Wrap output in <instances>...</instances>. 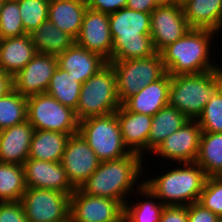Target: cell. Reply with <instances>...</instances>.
Listing matches in <instances>:
<instances>
[{
	"label": "cell",
	"mask_w": 222,
	"mask_h": 222,
	"mask_svg": "<svg viewBox=\"0 0 222 222\" xmlns=\"http://www.w3.org/2000/svg\"><path fill=\"white\" fill-rule=\"evenodd\" d=\"M198 202L222 218V176L207 177Z\"/></svg>",
	"instance_id": "d590c367"
},
{
	"label": "cell",
	"mask_w": 222,
	"mask_h": 222,
	"mask_svg": "<svg viewBox=\"0 0 222 222\" xmlns=\"http://www.w3.org/2000/svg\"><path fill=\"white\" fill-rule=\"evenodd\" d=\"M151 14L124 7L109 14L111 60L147 58L156 53L150 36Z\"/></svg>",
	"instance_id": "3957f363"
},
{
	"label": "cell",
	"mask_w": 222,
	"mask_h": 222,
	"mask_svg": "<svg viewBox=\"0 0 222 222\" xmlns=\"http://www.w3.org/2000/svg\"><path fill=\"white\" fill-rule=\"evenodd\" d=\"M0 222H29L21 201L0 202Z\"/></svg>",
	"instance_id": "8d00e7d4"
},
{
	"label": "cell",
	"mask_w": 222,
	"mask_h": 222,
	"mask_svg": "<svg viewBox=\"0 0 222 222\" xmlns=\"http://www.w3.org/2000/svg\"><path fill=\"white\" fill-rule=\"evenodd\" d=\"M109 63L116 74L117 95L121 104L166 74L161 54L157 52L147 58L110 60Z\"/></svg>",
	"instance_id": "ba28073f"
},
{
	"label": "cell",
	"mask_w": 222,
	"mask_h": 222,
	"mask_svg": "<svg viewBox=\"0 0 222 222\" xmlns=\"http://www.w3.org/2000/svg\"><path fill=\"white\" fill-rule=\"evenodd\" d=\"M170 75L146 85L136 94L131 95L122 104L131 112L153 116L168 105Z\"/></svg>",
	"instance_id": "44dd1931"
},
{
	"label": "cell",
	"mask_w": 222,
	"mask_h": 222,
	"mask_svg": "<svg viewBox=\"0 0 222 222\" xmlns=\"http://www.w3.org/2000/svg\"><path fill=\"white\" fill-rule=\"evenodd\" d=\"M26 34L18 1L4 0L0 10V36L2 39Z\"/></svg>",
	"instance_id": "836d02e7"
},
{
	"label": "cell",
	"mask_w": 222,
	"mask_h": 222,
	"mask_svg": "<svg viewBox=\"0 0 222 222\" xmlns=\"http://www.w3.org/2000/svg\"><path fill=\"white\" fill-rule=\"evenodd\" d=\"M168 167L164 173L156 172L159 175L144 179V186L164 206H188L198 202L208 177L205 171L196 162L176 163L175 167Z\"/></svg>",
	"instance_id": "277c9868"
},
{
	"label": "cell",
	"mask_w": 222,
	"mask_h": 222,
	"mask_svg": "<svg viewBox=\"0 0 222 222\" xmlns=\"http://www.w3.org/2000/svg\"><path fill=\"white\" fill-rule=\"evenodd\" d=\"M89 9L111 14L126 7L127 0H86Z\"/></svg>",
	"instance_id": "f35d334b"
},
{
	"label": "cell",
	"mask_w": 222,
	"mask_h": 222,
	"mask_svg": "<svg viewBox=\"0 0 222 222\" xmlns=\"http://www.w3.org/2000/svg\"><path fill=\"white\" fill-rule=\"evenodd\" d=\"M133 194V198L137 197L138 202L134 203L130 198L127 200L124 205V222H159L164 208L160 200L144 185ZM138 197H143L144 200Z\"/></svg>",
	"instance_id": "83f0119b"
},
{
	"label": "cell",
	"mask_w": 222,
	"mask_h": 222,
	"mask_svg": "<svg viewBox=\"0 0 222 222\" xmlns=\"http://www.w3.org/2000/svg\"><path fill=\"white\" fill-rule=\"evenodd\" d=\"M70 135L48 130H34L28 158L61 162Z\"/></svg>",
	"instance_id": "d4e9b609"
},
{
	"label": "cell",
	"mask_w": 222,
	"mask_h": 222,
	"mask_svg": "<svg viewBox=\"0 0 222 222\" xmlns=\"http://www.w3.org/2000/svg\"><path fill=\"white\" fill-rule=\"evenodd\" d=\"M144 159L131 152L119 159L101 161L79 189L88 195L111 198L125 205L127 199L144 185L141 181L147 173Z\"/></svg>",
	"instance_id": "6da1fadb"
},
{
	"label": "cell",
	"mask_w": 222,
	"mask_h": 222,
	"mask_svg": "<svg viewBox=\"0 0 222 222\" xmlns=\"http://www.w3.org/2000/svg\"><path fill=\"white\" fill-rule=\"evenodd\" d=\"M196 121L200 124L202 132L222 133V86L206 103Z\"/></svg>",
	"instance_id": "e575fe53"
},
{
	"label": "cell",
	"mask_w": 222,
	"mask_h": 222,
	"mask_svg": "<svg viewBox=\"0 0 222 222\" xmlns=\"http://www.w3.org/2000/svg\"><path fill=\"white\" fill-rule=\"evenodd\" d=\"M20 201L29 222H63L70 217V195L56 190L26 188Z\"/></svg>",
	"instance_id": "30bf717a"
},
{
	"label": "cell",
	"mask_w": 222,
	"mask_h": 222,
	"mask_svg": "<svg viewBox=\"0 0 222 222\" xmlns=\"http://www.w3.org/2000/svg\"><path fill=\"white\" fill-rule=\"evenodd\" d=\"M34 130L27 120L0 130V163L23 165L28 159Z\"/></svg>",
	"instance_id": "d6986e66"
},
{
	"label": "cell",
	"mask_w": 222,
	"mask_h": 222,
	"mask_svg": "<svg viewBox=\"0 0 222 222\" xmlns=\"http://www.w3.org/2000/svg\"><path fill=\"white\" fill-rule=\"evenodd\" d=\"M27 121L35 130H48L69 135L79 131V120L75 111L47 93L27 98Z\"/></svg>",
	"instance_id": "9c48e42d"
},
{
	"label": "cell",
	"mask_w": 222,
	"mask_h": 222,
	"mask_svg": "<svg viewBox=\"0 0 222 222\" xmlns=\"http://www.w3.org/2000/svg\"><path fill=\"white\" fill-rule=\"evenodd\" d=\"M121 135L127 149L144 157L152 125V116L129 111L123 104L116 111ZM145 151V152H144Z\"/></svg>",
	"instance_id": "ac0fdd59"
},
{
	"label": "cell",
	"mask_w": 222,
	"mask_h": 222,
	"mask_svg": "<svg viewBox=\"0 0 222 222\" xmlns=\"http://www.w3.org/2000/svg\"><path fill=\"white\" fill-rule=\"evenodd\" d=\"M158 4L154 0H127L126 7L134 11L151 13Z\"/></svg>",
	"instance_id": "60d3db41"
},
{
	"label": "cell",
	"mask_w": 222,
	"mask_h": 222,
	"mask_svg": "<svg viewBox=\"0 0 222 222\" xmlns=\"http://www.w3.org/2000/svg\"><path fill=\"white\" fill-rule=\"evenodd\" d=\"M13 90V76L0 69V97Z\"/></svg>",
	"instance_id": "b9f144b4"
},
{
	"label": "cell",
	"mask_w": 222,
	"mask_h": 222,
	"mask_svg": "<svg viewBox=\"0 0 222 222\" xmlns=\"http://www.w3.org/2000/svg\"><path fill=\"white\" fill-rule=\"evenodd\" d=\"M191 0H172V4L178 5L179 7H183Z\"/></svg>",
	"instance_id": "7bdbcfd3"
},
{
	"label": "cell",
	"mask_w": 222,
	"mask_h": 222,
	"mask_svg": "<svg viewBox=\"0 0 222 222\" xmlns=\"http://www.w3.org/2000/svg\"><path fill=\"white\" fill-rule=\"evenodd\" d=\"M189 119L175 107L166 106L152 116V125L147 141V154H152L162 141L180 129Z\"/></svg>",
	"instance_id": "484cf974"
},
{
	"label": "cell",
	"mask_w": 222,
	"mask_h": 222,
	"mask_svg": "<svg viewBox=\"0 0 222 222\" xmlns=\"http://www.w3.org/2000/svg\"><path fill=\"white\" fill-rule=\"evenodd\" d=\"M78 132L100 161L119 159L131 153L123 142L116 112L80 121Z\"/></svg>",
	"instance_id": "52a82bcc"
},
{
	"label": "cell",
	"mask_w": 222,
	"mask_h": 222,
	"mask_svg": "<svg viewBox=\"0 0 222 222\" xmlns=\"http://www.w3.org/2000/svg\"><path fill=\"white\" fill-rule=\"evenodd\" d=\"M217 34L209 29L191 28L182 38L164 48L160 54L166 73L175 76L201 74L219 69L221 62L215 63L218 58L212 57L216 50L212 49L216 48L213 42L217 40L213 37Z\"/></svg>",
	"instance_id": "7a4b0ae2"
},
{
	"label": "cell",
	"mask_w": 222,
	"mask_h": 222,
	"mask_svg": "<svg viewBox=\"0 0 222 222\" xmlns=\"http://www.w3.org/2000/svg\"><path fill=\"white\" fill-rule=\"evenodd\" d=\"M25 191L23 165L0 163V202L20 201Z\"/></svg>",
	"instance_id": "4dcf8cb0"
},
{
	"label": "cell",
	"mask_w": 222,
	"mask_h": 222,
	"mask_svg": "<svg viewBox=\"0 0 222 222\" xmlns=\"http://www.w3.org/2000/svg\"><path fill=\"white\" fill-rule=\"evenodd\" d=\"M23 167L26 188L51 189L70 196L76 190L69 181L61 162L28 158Z\"/></svg>",
	"instance_id": "e0dca14e"
},
{
	"label": "cell",
	"mask_w": 222,
	"mask_h": 222,
	"mask_svg": "<svg viewBox=\"0 0 222 222\" xmlns=\"http://www.w3.org/2000/svg\"><path fill=\"white\" fill-rule=\"evenodd\" d=\"M58 66L68 71L77 82L83 84L108 62L96 53L74 43L57 56Z\"/></svg>",
	"instance_id": "ffe728a7"
},
{
	"label": "cell",
	"mask_w": 222,
	"mask_h": 222,
	"mask_svg": "<svg viewBox=\"0 0 222 222\" xmlns=\"http://www.w3.org/2000/svg\"><path fill=\"white\" fill-rule=\"evenodd\" d=\"M37 53L58 56L75 43L68 33L61 31L49 19L30 33Z\"/></svg>",
	"instance_id": "4316f807"
},
{
	"label": "cell",
	"mask_w": 222,
	"mask_h": 222,
	"mask_svg": "<svg viewBox=\"0 0 222 222\" xmlns=\"http://www.w3.org/2000/svg\"><path fill=\"white\" fill-rule=\"evenodd\" d=\"M75 43L110 62L113 40L110 33L109 14L87 8Z\"/></svg>",
	"instance_id": "2e32d148"
},
{
	"label": "cell",
	"mask_w": 222,
	"mask_h": 222,
	"mask_svg": "<svg viewBox=\"0 0 222 222\" xmlns=\"http://www.w3.org/2000/svg\"><path fill=\"white\" fill-rule=\"evenodd\" d=\"M158 5L172 4V0H154Z\"/></svg>",
	"instance_id": "ee69618b"
},
{
	"label": "cell",
	"mask_w": 222,
	"mask_h": 222,
	"mask_svg": "<svg viewBox=\"0 0 222 222\" xmlns=\"http://www.w3.org/2000/svg\"><path fill=\"white\" fill-rule=\"evenodd\" d=\"M195 162L208 177L222 176V133L202 132Z\"/></svg>",
	"instance_id": "f1b7e54d"
},
{
	"label": "cell",
	"mask_w": 222,
	"mask_h": 222,
	"mask_svg": "<svg viewBox=\"0 0 222 222\" xmlns=\"http://www.w3.org/2000/svg\"><path fill=\"white\" fill-rule=\"evenodd\" d=\"M100 162L93 149L79 132L70 135L61 164L75 188L81 187L98 168Z\"/></svg>",
	"instance_id": "5bb4252c"
},
{
	"label": "cell",
	"mask_w": 222,
	"mask_h": 222,
	"mask_svg": "<svg viewBox=\"0 0 222 222\" xmlns=\"http://www.w3.org/2000/svg\"><path fill=\"white\" fill-rule=\"evenodd\" d=\"M50 0H19L20 15L26 34L32 33L48 19Z\"/></svg>",
	"instance_id": "d6a6232c"
},
{
	"label": "cell",
	"mask_w": 222,
	"mask_h": 222,
	"mask_svg": "<svg viewBox=\"0 0 222 222\" xmlns=\"http://www.w3.org/2000/svg\"><path fill=\"white\" fill-rule=\"evenodd\" d=\"M222 86V66L201 74L170 76L168 106L197 120L206 103Z\"/></svg>",
	"instance_id": "5b68a950"
},
{
	"label": "cell",
	"mask_w": 222,
	"mask_h": 222,
	"mask_svg": "<svg viewBox=\"0 0 222 222\" xmlns=\"http://www.w3.org/2000/svg\"><path fill=\"white\" fill-rule=\"evenodd\" d=\"M27 120V97L16 90L0 97V130L21 124Z\"/></svg>",
	"instance_id": "1f68e13d"
},
{
	"label": "cell",
	"mask_w": 222,
	"mask_h": 222,
	"mask_svg": "<svg viewBox=\"0 0 222 222\" xmlns=\"http://www.w3.org/2000/svg\"><path fill=\"white\" fill-rule=\"evenodd\" d=\"M73 222H124V205L117 200L91 196L79 188L70 196Z\"/></svg>",
	"instance_id": "8fae6325"
},
{
	"label": "cell",
	"mask_w": 222,
	"mask_h": 222,
	"mask_svg": "<svg viewBox=\"0 0 222 222\" xmlns=\"http://www.w3.org/2000/svg\"><path fill=\"white\" fill-rule=\"evenodd\" d=\"M219 219L199 202L188 205V222H217Z\"/></svg>",
	"instance_id": "74e56055"
},
{
	"label": "cell",
	"mask_w": 222,
	"mask_h": 222,
	"mask_svg": "<svg viewBox=\"0 0 222 222\" xmlns=\"http://www.w3.org/2000/svg\"><path fill=\"white\" fill-rule=\"evenodd\" d=\"M36 53L30 34L2 39L0 69L14 76L32 60Z\"/></svg>",
	"instance_id": "7402d4cb"
},
{
	"label": "cell",
	"mask_w": 222,
	"mask_h": 222,
	"mask_svg": "<svg viewBox=\"0 0 222 222\" xmlns=\"http://www.w3.org/2000/svg\"><path fill=\"white\" fill-rule=\"evenodd\" d=\"M150 14V36L157 53L182 38L191 29L183 8L178 5H158Z\"/></svg>",
	"instance_id": "4fadbf2b"
},
{
	"label": "cell",
	"mask_w": 222,
	"mask_h": 222,
	"mask_svg": "<svg viewBox=\"0 0 222 222\" xmlns=\"http://www.w3.org/2000/svg\"><path fill=\"white\" fill-rule=\"evenodd\" d=\"M159 222H188V206H164Z\"/></svg>",
	"instance_id": "ab89813d"
},
{
	"label": "cell",
	"mask_w": 222,
	"mask_h": 222,
	"mask_svg": "<svg viewBox=\"0 0 222 222\" xmlns=\"http://www.w3.org/2000/svg\"><path fill=\"white\" fill-rule=\"evenodd\" d=\"M121 105L117 95L116 74L108 62L82 84L75 113L80 122L90 117L112 114Z\"/></svg>",
	"instance_id": "8992f818"
},
{
	"label": "cell",
	"mask_w": 222,
	"mask_h": 222,
	"mask_svg": "<svg viewBox=\"0 0 222 222\" xmlns=\"http://www.w3.org/2000/svg\"><path fill=\"white\" fill-rule=\"evenodd\" d=\"M63 222H73L71 217H69L67 220L63 221Z\"/></svg>",
	"instance_id": "f6af8a7d"
},
{
	"label": "cell",
	"mask_w": 222,
	"mask_h": 222,
	"mask_svg": "<svg viewBox=\"0 0 222 222\" xmlns=\"http://www.w3.org/2000/svg\"><path fill=\"white\" fill-rule=\"evenodd\" d=\"M4 0H0V10L2 8V4H3Z\"/></svg>",
	"instance_id": "bcb514c9"
},
{
	"label": "cell",
	"mask_w": 222,
	"mask_h": 222,
	"mask_svg": "<svg viewBox=\"0 0 222 222\" xmlns=\"http://www.w3.org/2000/svg\"><path fill=\"white\" fill-rule=\"evenodd\" d=\"M202 130L196 120H188L180 129L166 137L151 154L171 163L195 162L200 147Z\"/></svg>",
	"instance_id": "7c38bea8"
},
{
	"label": "cell",
	"mask_w": 222,
	"mask_h": 222,
	"mask_svg": "<svg viewBox=\"0 0 222 222\" xmlns=\"http://www.w3.org/2000/svg\"><path fill=\"white\" fill-rule=\"evenodd\" d=\"M87 8L86 0H50L48 19L76 39Z\"/></svg>",
	"instance_id": "603a6c76"
},
{
	"label": "cell",
	"mask_w": 222,
	"mask_h": 222,
	"mask_svg": "<svg viewBox=\"0 0 222 222\" xmlns=\"http://www.w3.org/2000/svg\"><path fill=\"white\" fill-rule=\"evenodd\" d=\"M57 66V56L36 53L32 60L13 76V89L27 98L46 93Z\"/></svg>",
	"instance_id": "9a60e30c"
},
{
	"label": "cell",
	"mask_w": 222,
	"mask_h": 222,
	"mask_svg": "<svg viewBox=\"0 0 222 222\" xmlns=\"http://www.w3.org/2000/svg\"><path fill=\"white\" fill-rule=\"evenodd\" d=\"M82 84L57 66L46 91L61 104L76 111Z\"/></svg>",
	"instance_id": "f546056e"
},
{
	"label": "cell",
	"mask_w": 222,
	"mask_h": 222,
	"mask_svg": "<svg viewBox=\"0 0 222 222\" xmlns=\"http://www.w3.org/2000/svg\"><path fill=\"white\" fill-rule=\"evenodd\" d=\"M182 8L190 28L222 31V0H191Z\"/></svg>",
	"instance_id": "cb8c5ba5"
}]
</instances>
